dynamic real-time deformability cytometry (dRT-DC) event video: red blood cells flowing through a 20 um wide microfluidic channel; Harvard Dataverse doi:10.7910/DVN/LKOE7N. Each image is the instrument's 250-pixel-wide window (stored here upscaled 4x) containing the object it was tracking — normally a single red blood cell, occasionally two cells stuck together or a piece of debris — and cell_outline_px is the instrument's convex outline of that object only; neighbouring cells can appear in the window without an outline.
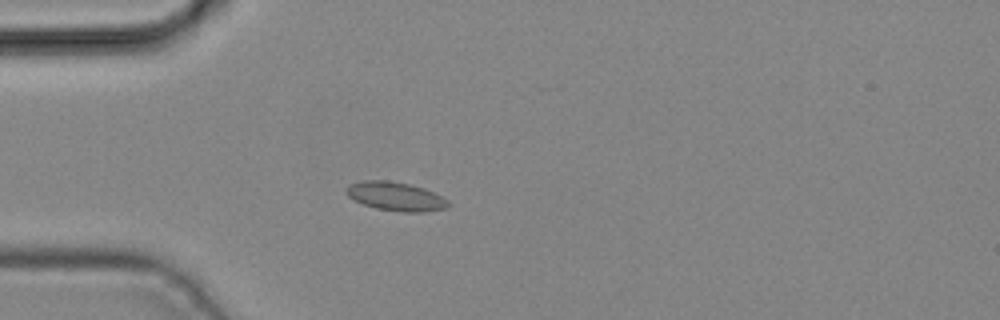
{"species": "common noctule bat (a hibernating species)", "species_latin": "Nyctalus noctula", "temperature_condition": "cold", "stored_images_in_passage": 5, "camera_frame_rate_fps": 3000, "um_per_image_px": 0.085, "animal": {"sex": "male", "body_mass_g": 19.2, "forearm_length_mm": 51.8}, "frame": {"image": 1, "passage_image": 5, "time_ms": 1.333, "image_size_px": [1000, 320], "cell_outline_px": [[452, 204], [444, 208], [424, 212], [400, 212], [376, 208], [364, 204], [348, 196], [344, 192], [348, 184], [364, 180], [388, 180], [408, 184], [424, 188], [448, 200]], "centroid_in_image_um": [33.61, 16.69], "position_along_channel_um": 51.4, "area_um2": 17.05}}